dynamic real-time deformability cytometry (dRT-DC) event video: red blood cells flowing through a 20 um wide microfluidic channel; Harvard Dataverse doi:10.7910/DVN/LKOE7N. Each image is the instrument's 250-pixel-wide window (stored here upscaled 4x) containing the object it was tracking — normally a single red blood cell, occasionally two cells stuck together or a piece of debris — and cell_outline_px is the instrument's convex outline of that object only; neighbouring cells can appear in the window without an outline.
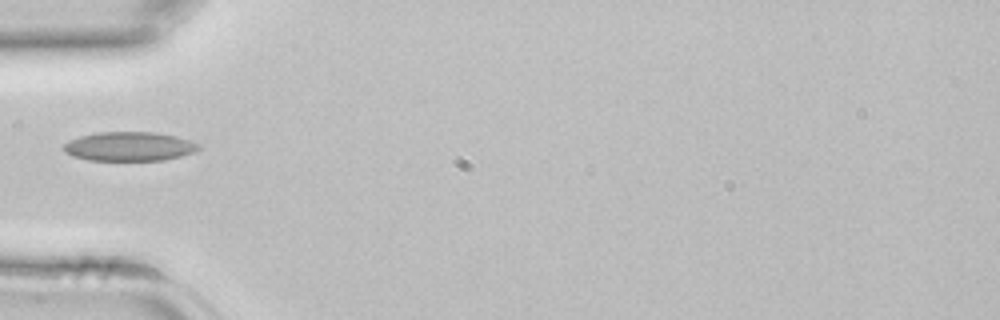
{"species": "common noctule bat (a hibernating species)", "species_latin": "Nyctalus noctula", "temperature_condition": "room temperature", "stored_images_in_passage": 29, "camera_frame_rate_fps": 3000, "um_per_image_px": 0.085, "animal": {"sex": "female", "body_mass_g": 22.7, "forearm_length_mm": 54.2}, "frame": {"image": 1, "passage_image": 1, "time_ms": 0.0, "image_size_px": [1000, 320], "cell_outline_px": [[200, 148], [192, 152], [180, 156], [164, 160], [88, 160], [72, 156], [64, 152], [64, 144], [80, 136], [100, 132], [156, 132], [176, 136], [200, 144]], "centroid_in_image_um": [10.99, 12.44], "position_along_channel_um": 74.0, "area_um2": 22.72}}